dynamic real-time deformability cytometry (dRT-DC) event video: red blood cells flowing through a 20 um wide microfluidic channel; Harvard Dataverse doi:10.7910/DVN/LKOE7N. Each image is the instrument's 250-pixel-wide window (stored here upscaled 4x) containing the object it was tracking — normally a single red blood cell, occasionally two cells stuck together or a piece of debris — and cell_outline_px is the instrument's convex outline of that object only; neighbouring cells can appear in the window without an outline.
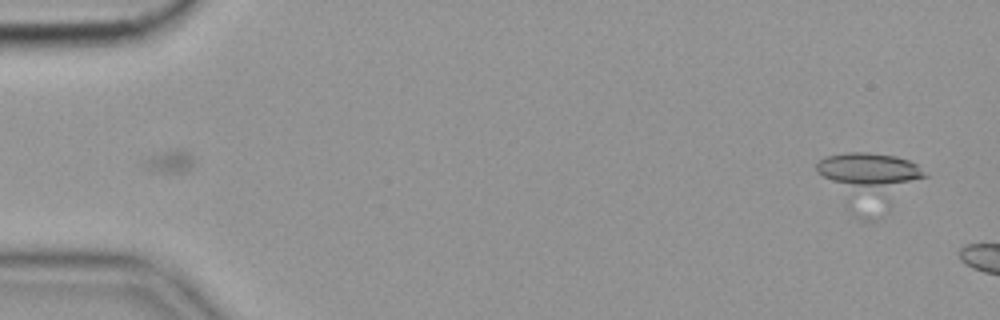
{"species": "common noctule bat (a hibernating species)", "species_latin": "Nyctalus noctula", "temperature_condition": "cold", "stored_images_in_passage": 7, "camera_frame_rate_fps": 3000, "um_per_image_px": 0.085, "animal": {"sex": "female", "body_mass_g": 19.9}, "frame": {"image": 1, "passage_image": 2, "time_ms": 0.333, "image_size_px": [1000, 320], "cell_outline_px": [[928, 176], [876, 188], [856, 188], [832, 180], [816, 172], [816, 164], [820, 160], [828, 156], [844, 152], [868, 152], [896, 156], [908, 160], [916, 164]], "centroid_in_image_um": [73.79, 14.41], "position_along_channel_um": 11.2, "area_um2": 20.87}}